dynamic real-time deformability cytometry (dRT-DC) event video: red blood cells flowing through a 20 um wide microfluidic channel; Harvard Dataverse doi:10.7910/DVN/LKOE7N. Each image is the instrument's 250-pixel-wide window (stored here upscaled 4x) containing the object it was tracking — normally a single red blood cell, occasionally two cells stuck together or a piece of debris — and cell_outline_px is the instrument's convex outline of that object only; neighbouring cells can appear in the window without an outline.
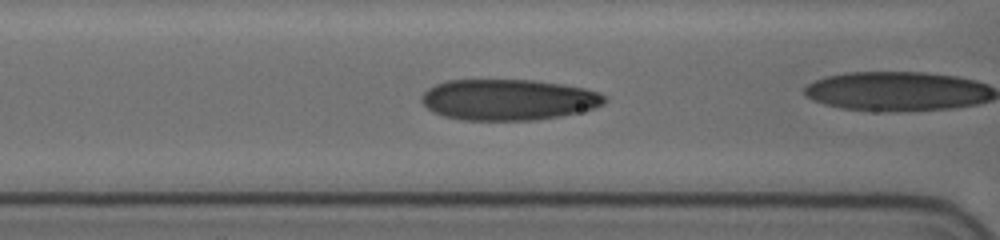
{"species": "human", "species_latin": "Homo sapiens", "temperature_condition": "cold", "stored_images_in_passage": 31, "camera_frame_rate_fps": 3000, "um_per_image_px": 0.085, "donor": {"sex": "female"}, "frame": {"image": 1, "passage_image": 10, "time_ms": 3.0, "image_size_px": [1000, 240], "cell_outline_px": [[608, 100], [604, 104], [596, 108], [560, 116], [532, 120], [464, 120], [444, 116], [432, 112], [420, 100], [424, 92], [428, 88], [436, 84], [448, 80], [532, 80], [564, 84], [584, 88], [600, 92], [608, 96]], "centroid_in_image_um": [43.24, 8.47], "position_along_channel_um": 123.4, "area_um2": 43.93}}